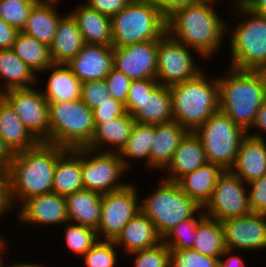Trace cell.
<instances>
[{"label": "cell", "instance_id": "cell-31", "mask_svg": "<svg viewBox=\"0 0 266 267\" xmlns=\"http://www.w3.org/2000/svg\"><path fill=\"white\" fill-rule=\"evenodd\" d=\"M49 76L47 90L41 91L48 102H65L81 98L82 82L71 72L66 64H54ZM54 70V71H53Z\"/></svg>", "mask_w": 266, "mask_h": 267}, {"label": "cell", "instance_id": "cell-24", "mask_svg": "<svg viewBox=\"0 0 266 267\" xmlns=\"http://www.w3.org/2000/svg\"><path fill=\"white\" fill-rule=\"evenodd\" d=\"M0 138L14 154L32 149L39 143L4 97L0 99Z\"/></svg>", "mask_w": 266, "mask_h": 267}, {"label": "cell", "instance_id": "cell-5", "mask_svg": "<svg viewBox=\"0 0 266 267\" xmlns=\"http://www.w3.org/2000/svg\"><path fill=\"white\" fill-rule=\"evenodd\" d=\"M110 18L113 48L159 40L166 34V17L151 0H133Z\"/></svg>", "mask_w": 266, "mask_h": 267}, {"label": "cell", "instance_id": "cell-54", "mask_svg": "<svg viewBox=\"0 0 266 267\" xmlns=\"http://www.w3.org/2000/svg\"><path fill=\"white\" fill-rule=\"evenodd\" d=\"M252 127L261 128L266 132V101L260 106Z\"/></svg>", "mask_w": 266, "mask_h": 267}, {"label": "cell", "instance_id": "cell-4", "mask_svg": "<svg viewBox=\"0 0 266 267\" xmlns=\"http://www.w3.org/2000/svg\"><path fill=\"white\" fill-rule=\"evenodd\" d=\"M169 88L174 121L191 132L220 110L218 79L214 78L209 82L203 72L192 80Z\"/></svg>", "mask_w": 266, "mask_h": 267}, {"label": "cell", "instance_id": "cell-45", "mask_svg": "<svg viewBox=\"0 0 266 267\" xmlns=\"http://www.w3.org/2000/svg\"><path fill=\"white\" fill-rule=\"evenodd\" d=\"M104 80L111 97L125 105L132 80L114 68L110 70Z\"/></svg>", "mask_w": 266, "mask_h": 267}, {"label": "cell", "instance_id": "cell-1", "mask_svg": "<svg viewBox=\"0 0 266 267\" xmlns=\"http://www.w3.org/2000/svg\"><path fill=\"white\" fill-rule=\"evenodd\" d=\"M212 3L203 0L179 8L166 17V34L195 49L206 59L221 46L227 29L226 23L213 10Z\"/></svg>", "mask_w": 266, "mask_h": 267}, {"label": "cell", "instance_id": "cell-53", "mask_svg": "<svg viewBox=\"0 0 266 267\" xmlns=\"http://www.w3.org/2000/svg\"><path fill=\"white\" fill-rule=\"evenodd\" d=\"M237 6L242 5L254 13H261L266 8V0H236Z\"/></svg>", "mask_w": 266, "mask_h": 267}, {"label": "cell", "instance_id": "cell-46", "mask_svg": "<svg viewBox=\"0 0 266 267\" xmlns=\"http://www.w3.org/2000/svg\"><path fill=\"white\" fill-rule=\"evenodd\" d=\"M250 186L248 199L252 212L266 214V174L248 183Z\"/></svg>", "mask_w": 266, "mask_h": 267}, {"label": "cell", "instance_id": "cell-50", "mask_svg": "<svg viewBox=\"0 0 266 267\" xmlns=\"http://www.w3.org/2000/svg\"><path fill=\"white\" fill-rule=\"evenodd\" d=\"M160 10V12L168 17L175 10L192 5L203 0H151Z\"/></svg>", "mask_w": 266, "mask_h": 267}, {"label": "cell", "instance_id": "cell-34", "mask_svg": "<svg viewBox=\"0 0 266 267\" xmlns=\"http://www.w3.org/2000/svg\"><path fill=\"white\" fill-rule=\"evenodd\" d=\"M36 73L10 49H0V78L7 84L2 92L11 89L31 88L30 84L38 82ZM30 83V84H29Z\"/></svg>", "mask_w": 266, "mask_h": 267}, {"label": "cell", "instance_id": "cell-13", "mask_svg": "<svg viewBox=\"0 0 266 267\" xmlns=\"http://www.w3.org/2000/svg\"><path fill=\"white\" fill-rule=\"evenodd\" d=\"M11 89L3 97L13 107L28 131L39 141L49 143V102L34 88Z\"/></svg>", "mask_w": 266, "mask_h": 267}, {"label": "cell", "instance_id": "cell-55", "mask_svg": "<svg viewBox=\"0 0 266 267\" xmlns=\"http://www.w3.org/2000/svg\"><path fill=\"white\" fill-rule=\"evenodd\" d=\"M217 267H245V264L241 257L232 255L225 259V261L220 258Z\"/></svg>", "mask_w": 266, "mask_h": 267}, {"label": "cell", "instance_id": "cell-51", "mask_svg": "<svg viewBox=\"0 0 266 267\" xmlns=\"http://www.w3.org/2000/svg\"><path fill=\"white\" fill-rule=\"evenodd\" d=\"M19 30L0 18V49H10Z\"/></svg>", "mask_w": 266, "mask_h": 267}, {"label": "cell", "instance_id": "cell-57", "mask_svg": "<svg viewBox=\"0 0 266 267\" xmlns=\"http://www.w3.org/2000/svg\"><path fill=\"white\" fill-rule=\"evenodd\" d=\"M3 245H5L4 242L0 245V267H3L2 265H4L3 262H2V260H1L2 259V256H3L2 253H4L3 252L4 248H2V247H4Z\"/></svg>", "mask_w": 266, "mask_h": 267}, {"label": "cell", "instance_id": "cell-33", "mask_svg": "<svg viewBox=\"0 0 266 267\" xmlns=\"http://www.w3.org/2000/svg\"><path fill=\"white\" fill-rule=\"evenodd\" d=\"M192 249L197 252L213 257L221 258L231 253L226 249L224 228L222 222L205 216L197 226L196 242Z\"/></svg>", "mask_w": 266, "mask_h": 267}, {"label": "cell", "instance_id": "cell-21", "mask_svg": "<svg viewBox=\"0 0 266 267\" xmlns=\"http://www.w3.org/2000/svg\"><path fill=\"white\" fill-rule=\"evenodd\" d=\"M208 163L200 138L194 133L189 132L179 144L173 154L172 160L165 169L171 175L167 181L176 182L183 175L193 172L195 169Z\"/></svg>", "mask_w": 266, "mask_h": 267}, {"label": "cell", "instance_id": "cell-23", "mask_svg": "<svg viewBox=\"0 0 266 267\" xmlns=\"http://www.w3.org/2000/svg\"><path fill=\"white\" fill-rule=\"evenodd\" d=\"M83 189L81 148L66 149L56 162L52 192L66 197Z\"/></svg>", "mask_w": 266, "mask_h": 267}, {"label": "cell", "instance_id": "cell-10", "mask_svg": "<svg viewBox=\"0 0 266 267\" xmlns=\"http://www.w3.org/2000/svg\"><path fill=\"white\" fill-rule=\"evenodd\" d=\"M94 151L86 147L81 148V170L82 183L84 189L95 191L99 194L123 189L128 184H122L118 180L124 174L126 168L118 152L104 150L101 152ZM97 152V153H96ZM91 158H87L89 155Z\"/></svg>", "mask_w": 266, "mask_h": 267}, {"label": "cell", "instance_id": "cell-58", "mask_svg": "<svg viewBox=\"0 0 266 267\" xmlns=\"http://www.w3.org/2000/svg\"><path fill=\"white\" fill-rule=\"evenodd\" d=\"M261 14L266 17V8L261 12Z\"/></svg>", "mask_w": 266, "mask_h": 267}, {"label": "cell", "instance_id": "cell-20", "mask_svg": "<svg viewBox=\"0 0 266 267\" xmlns=\"http://www.w3.org/2000/svg\"><path fill=\"white\" fill-rule=\"evenodd\" d=\"M116 246H123L127 254L150 249L163 242L154 223L141 211H139L123 227L121 232L113 240Z\"/></svg>", "mask_w": 266, "mask_h": 267}, {"label": "cell", "instance_id": "cell-39", "mask_svg": "<svg viewBox=\"0 0 266 267\" xmlns=\"http://www.w3.org/2000/svg\"><path fill=\"white\" fill-rule=\"evenodd\" d=\"M38 0H0V18L21 31Z\"/></svg>", "mask_w": 266, "mask_h": 267}, {"label": "cell", "instance_id": "cell-42", "mask_svg": "<svg viewBox=\"0 0 266 267\" xmlns=\"http://www.w3.org/2000/svg\"><path fill=\"white\" fill-rule=\"evenodd\" d=\"M113 241H97L84 255L87 267H114L116 263V251Z\"/></svg>", "mask_w": 266, "mask_h": 267}, {"label": "cell", "instance_id": "cell-47", "mask_svg": "<svg viewBox=\"0 0 266 267\" xmlns=\"http://www.w3.org/2000/svg\"><path fill=\"white\" fill-rule=\"evenodd\" d=\"M92 111L95 124H99L105 120H113L126 112L124 104L113 98L106 99V101Z\"/></svg>", "mask_w": 266, "mask_h": 267}, {"label": "cell", "instance_id": "cell-15", "mask_svg": "<svg viewBox=\"0 0 266 267\" xmlns=\"http://www.w3.org/2000/svg\"><path fill=\"white\" fill-rule=\"evenodd\" d=\"M113 68L131 80L156 79L157 40L113 48Z\"/></svg>", "mask_w": 266, "mask_h": 267}, {"label": "cell", "instance_id": "cell-43", "mask_svg": "<svg viewBox=\"0 0 266 267\" xmlns=\"http://www.w3.org/2000/svg\"><path fill=\"white\" fill-rule=\"evenodd\" d=\"M135 267H170V249L162 242L150 249L132 252Z\"/></svg>", "mask_w": 266, "mask_h": 267}, {"label": "cell", "instance_id": "cell-60", "mask_svg": "<svg viewBox=\"0 0 266 267\" xmlns=\"http://www.w3.org/2000/svg\"><path fill=\"white\" fill-rule=\"evenodd\" d=\"M3 243V239L0 238V245Z\"/></svg>", "mask_w": 266, "mask_h": 267}, {"label": "cell", "instance_id": "cell-32", "mask_svg": "<svg viewBox=\"0 0 266 267\" xmlns=\"http://www.w3.org/2000/svg\"><path fill=\"white\" fill-rule=\"evenodd\" d=\"M137 123L158 125L174 120L170 88L159 85L133 115Z\"/></svg>", "mask_w": 266, "mask_h": 267}, {"label": "cell", "instance_id": "cell-36", "mask_svg": "<svg viewBox=\"0 0 266 267\" xmlns=\"http://www.w3.org/2000/svg\"><path fill=\"white\" fill-rule=\"evenodd\" d=\"M155 137V125L137 123L134 125L130 137L118 152L124 167L128 169L127 158H146L150 166V152Z\"/></svg>", "mask_w": 266, "mask_h": 267}, {"label": "cell", "instance_id": "cell-37", "mask_svg": "<svg viewBox=\"0 0 266 267\" xmlns=\"http://www.w3.org/2000/svg\"><path fill=\"white\" fill-rule=\"evenodd\" d=\"M205 217V213L199 214L197 218H189L180 221L164 237L163 243L169 249H189L196 242V230L198 223Z\"/></svg>", "mask_w": 266, "mask_h": 267}, {"label": "cell", "instance_id": "cell-8", "mask_svg": "<svg viewBox=\"0 0 266 267\" xmlns=\"http://www.w3.org/2000/svg\"><path fill=\"white\" fill-rule=\"evenodd\" d=\"M249 15L230 33L231 66L238 70H266V17L242 5L237 11Z\"/></svg>", "mask_w": 266, "mask_h": 267}, {"label": "cell", "instance_id": "cell-2", "mask_svg": "<svg viewBox=\"0 0 266 267\" xmlns=\"http://www.w3.org/2000/svg\"><path fill=\"white\" fill-rule=\"evenodd\" d=\"M65 150L55 144L39 142L32 149L14 154L8 169L13 206L16 201L23 203L30 197L52 192L56 162Z\"/></svg>", "mask_w": 266, "mask_h": 267}, {"label": "cell", "instance_id": "cell-3", "mask_svg": "<svg viewBox=\"0 0 266 267\" xmlns=\"http://www.w3.org/2000/svg\"><path fill=\"white\" fill-rule=\"evenodd\" d=\"M229 69L227 78H217L219 108L248 134L260 106L266 101L265 70Z\"/></svg>", "mask_w": 266, "mask_h": 267}, {"label": "cell", "instance_id": "cell-27", "mask_svg": "<svg viewBox=\"0 0 266 267\" xmlns=\"http://www.w3.org/2000/svg\"><path fill=\"white\" fill-rule=\"evenodd\" d=\"M59 1L38 0L32 7L27 23L21 31L49 47L53 42L61 18L54 9V4L57 5Z\"/></svg>", "mask_w": 266, "mask_h": 267}, {"label": "cell", "instance_id": "cell-17", "mask_svg": "<svg viewBox=\"0 0 266 267\" xmlns=\"http://www.w3.org/2000/svg\"><path fill=\"white\" fill-rule=\"evenodd\" d=\"M66 65L82 83L105 79L113 68V47L85 43Z\"/></svg>", "mask_w": 266, "mask_h": 267}, {"label": "cell", "instance_id": "cell-11", "mask_svg": "<svg viewBox=\"0 0 266 267\" xmlns=\"http://www.w3.org/2000/svg\"><path fill=\"white\" fill-rule=\"evenodd\" d=\"M189 47L165 34L157 40V74L160 85L170 87L196 78L203 72L194 62Z\"/></svg>", "mask_w": 266, "mask_h": 267}, {"label": "cell", "instance_id": "cell-59", "mask_svg": "<svg viewBox=\"0 0 266 267\" xmlns=\"http://www.w3.org/2000/svg\"><path fill=\"white\" fill-rule=\"evenodd\" d=\"M3 97V92L0 90V99Z\"/></svg>", "mask_w": 266, "mask_h": 267}, {"label": "cell", "instance_id": "cell-41", "mask_svg": "<svg viewBox=\"0 0 266 267\" xmlns=\"http://www.w3.org/2000/svg\"><path fill=\"white\" fill-rule=\"evenodd\" d=\"M157 79L132 80L124 105L125 111L133 116L143 104L147 96L159 86Z\"/></svg>", "mask_w": 266, "mask_h": 267}, {"label": "cell", "instance_id": "cell-29", "mask_svg": "<svg viewBox=\"0 0 266 267\" xmlns=\"http://www.w3.org/2000/svg\"><path fill=\"white\" fill-rule=\"evenodd\" d=\"M65 199L69 222L97 230L101 216V194L83 189Z\"/></svg>", "mask_w": 266, "mask_h": 267}, {"label": "cell", "instance_id": "cell-38", "mask_svg": "<svg viewBox=\"0 0 266 267\" xmlns=\"http://www.w3.org/2000/svg\"><path fill=\"white\" fill-rule=\"evenodd\" d=\"M65 229L66 245L73 252L84 256L97 242L99 236L95 229L79 224H67Z\"/></svg>", "mask_w": 266, "mask_h": 267}, {"label": "cell", "instance_id": "cell-35", "mask_svg": "<svg viewBox=\"0 0 266 267\" xmlns=\"http://www.w3.org/2000/svg\"><path fill=\"white\" fill-rule=\"evenodd\" d=\"M11 49L34 73L46 71L52 65L49 47L22 31L18 32Z\"/></svg>", "mask_w": 266, "mask_h": 267}, {"label": "cell", "instance_id": "cell-18", "mask_svg": "<svg viewBox=\"0 0 266 267\" xmlns=\"http://www.w3.org/2000/svg\"><path fill=\"white\" fill-rule=\"evenodd\" d=\"M19 211V219L27 223H69L65 197L53 192L30 197L23 202Z\"/></svg>", "mask_w": 266, "mask_h": 267}, {"label": "cell", "instance_id": "cell-48", "mask_svg": "<svg viewBox=\"0 0 266 267\" xmlns=\"http://www.w3.org/2000/svg\"><path fill=\"white\" fill-rule=\"evenodd\" d=\"M133 0H87L86 5L101 14L113 16L127 7Z\"/></svg>", "mask_w": 266, "mask_h": 267}, {"label": "cell", "instance_id": "cell-12", "mask_svg": "<svg viewBox=\"0 0 266 267\" xmlns=\"http://www.w3.org/2000/svg\"><path fill=\"white\" fill-rule=\"evenodd\" d=\"M243 181L231 170H224L218 177L211 198L202 208L205 216L223 221L250 214L248 194Z\"/></svg>", "mask_w": 266, "mask_h": 267}, {"label": "cell", "instance_id": "cell-52", "mask_svg": "<svg viewBox=\"0 0 266 267\" xmlns=\"http://www.w3.org/2000/svg\"><path fill=\"white\" fill-rule=\"evenodd\" d=\"M14 153L0 138V171H8L13 160Z\"/></svg>", "mask_w": 266, "mask_h": 267}, {"label": "cell", "instance_id": "cell-49", "mask_svg": "<svg viewBox=\"0 0 266 267\" xmlns=\"http://www.w3.org/2000/svg\"><path fill=\"white\" fill-rule=\"evenodd\" d=\"M13 206L10 196L8 171H0V216Z\"/></svg>", "mask_w": 266, "mask_h": 267}, {"label": "cell", "instance_id": "cell-30", "mask_svg": "<svg viewBox=\"0 0 266 267\" xmlns=\"http://www.w3.org/2000/svg\"><path fill=\"white\" fill-rule=\"evenodd\" d=\"M135 124L133 116L127 112L113 120L95 124L93 137L86 148L98 151L100 147L108 143L109 146L114 144L116 151L119 152L130 137Z\"/></svg>", "mask_w": 266, "mask_h": 267}, {"label": "cell", "instance_id": "cell-6", "mask_svg": "<svg viewBox=\"0 0 266 267\" xmlns=\"http://www.w3.org/2000/svg\"><path fill=\"white\" fill-rule=\"evenodd\" d=\"M94 130L93 111L81 98L49 102V143L66 149L86 147Z\"/></svg>", "mask_w": 266, "mask_h": 267}, {"label": "cell", "instance_id": "cell-16", "mask_svg": "<svg viewBox=\"0 0 266 267\" xmlns=\"http://www.w3.org/2000/svg\"><path fill=\"white\" fill-rule=\"evenodd\" d=\"M226 249H265L266 214H250L232 217L222 221Z\"/></svg>", "mask_w": 266, "mask_h": 267}, {"label": "cell", "instance_id": "cell-44", "mask_svg": "<svg viewBox=\"0 0 266 267\" xmlns=\"http://www.w3.org/2000/svg\"><path fill=\"white\" fill-rule=\"evenodd\" d=\"M111 98L104 79L82 83L81 99L91 110Z\"/></svg>", "mask_w": 266, "mask_h": 267}, {"label": "cell", "instance_id": "cell-25", "mask_svg": "<svg viewBox=\"0 0 266 267\" xmlns=\"http://www.w3.org/2000/svg\"><path fill=\"white\" fill-rule=\"evenodd\" d=\"M190 131L176 121L155 125V137L150 152V167L166 168L175 150Z\"/></svg>", "mask_w": 266, "mask_h": 267}, {"label": "cell", "instance_id": "cell-19", "mask_svg": "<svg viewBox=\"0 0 266 267\" xmlns=\"http://www.w3.org/2000/svg\"><path fill=\"white\" fill-rule=\"evenodd\" d=\"M230 170L247 184L266 174V141L260 134L249 133L242 139Z\"/></svg>", "mask_w": 266, "mask_h": 267}, {"label": "cell", "instance_id": "cell-14", "mask_svg": "<svg viewBox=\"0 0 266 267\" xmlns=\"http://www.w3.org/2000/svg\"><path fill=\"white\" fill-rule=\"evenodd\" d=\"M137 193L136 188L128 184L118 191L102 194L97 236L101 232L103 239L108 241L117 237L129 220L140 211Z\"/></svg>", "mask_w": 266, "mask_h": 267}, {"label": "cell", "instance_id": "cell-7", "mask_svg": "<svg viewBox=\"0 0 266 267\" xmlns=\"http://www.w3.org/2000/svg\"><path fill=\"white\" fill-rule=\"evenodd\" d=\"M201 208L176 182L167 180L161 182L159 188L140 204V211L154 223L162 238L180 221L193 218Z\"/></svg>", "mask_w": 266, "mask_h": 267}, {"label": "cell", "instance_id": "cell-40", "mask_svg": "<svg viewBox=\"0 0 266 267\" xmlns=\"http://www.w3.org/2000/svg\"><path fill=\"white\" fill-rule=\"evenodd\" d=\"M219 259L205 256L192 248L170 249V267H217Z\"/></svg>", "mask_w": 266, "mask_h": 267}, {"label": "cell", "instance_id": "cell-22", "mask_svg": "<svg viewBox=\"0 0 266 267\" xmlns=\"http://www.w3.org/2000/svg\"><path fill=\"white\" fill-rule=\"evenodd\" d=\"M84 40L76 21L69 13L58 22L53 42L49 46L52 63L67 64L83 48Z\"/></svg>", "mask_w": 266, "mask_h": 267}, {"label": "cell", "instance_id": "cell-28", "mask_svg": "<svg viewBox=\"0 0 266 267\" xmlns=\"http://www.w3.org/2000/svg\"><path fill=\"white\" fill-rule=\"evenodd\" d=\"M81 31L84 43L112 46L111 18L86 4L70 13Z\"/></svg>", "mask_w": 266, "mask_h": 267}, {"label": "cell", "instance_id": "cell-26", "mask_svg": "<svg viewBox=\"0 0 266 267\" xmlns=\"http://www.w3.org/2000/svg\"><path fill=\"white\" fill-rule=\"evenodd\" d=\"M223 171L220 165L208 162L193 172L183 175L176 183L189 198L203 207L211 198L218 177Z\"/></svg>", "mask_w": 266, "mask_h": 267}, {"label": "cell", "instance_id": "cell-9", "mask_svg": "<svg viewBox=\"0 0 266 267\" xmlns=\"http://www.w3.org/2000/svg\"><path fill=\"white\" fill-rule=\"evenodd\" d=\"M194 133L200 138L209 163L230 170L247 133L222 111L212 114Z\"/></svg>", "mask_w": 266, "mask_h": 267}, {"label": "cell", "instance_id": "cell-56", "mask_svg": "<svg viewBox=\"0 0 266 267\" xmlns=\"http://www.w3.org/2000/svg\"><path fill=\"white\" fill-rule=\"evenodd\" d=\"M4 267V266H3ZM12 267H43V266H39L38 264H32V263H25V264H15V265H13Z\"/></svg>", "mask_w": 266, "mask_h": 267}]
</instances>
